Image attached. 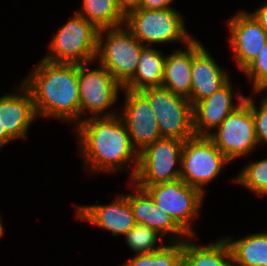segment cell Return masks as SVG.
Masks as SVG:
<instances>
[{"mask_svg":"<svg viewBox=\"0 0 267 266\" xmlns=\"http://www.w3.org/2000/svg\"><path fill=\"white\" fill-rule=\"evenodd\" d=\"M77 140L85 167L92 173L128 170L132 162L133 180L139 163V153L134 148L130 134L121 116L86 117L75 126ZM127 164V165H126Z\"/></svg>","mask_w":267,"mask_h":266,"instance_id":"cell-1","label":"cell"},{"mask_svg":"<svg viewBox=\"0 0 267 266\" xmlns=\"http://www.w3.org/2000/svg\"><path fill=\"white\" fill-rule=\"evenodd\" d=\"M22 83L32 95L38 118L80 123L78 64L42 59Z\"/></svg>","mask_w":267,"mask_h":266,"instance_id":"cell-2","label":"cell"},{"mask_svg":"<svg viewBox=\"0 0 267 266\" xmlns=\"http://www.w3.org/2000/svg\"><path fill=\"white\" fill-rule=\"evenodd\" d=\"M144 47L125 25L102 28L98 32L95 60L123 87L134 76Z\"/></svg>","mask_w":267,"mask_h":266,"instance_id":"cell-3","label":"cell"},{"mask_svg":"<svg viewBox=\"0 0 267 266\" xmlns=\"http://www.w3.org/2000/svg\"><path fill=\"white\" fill-rule=\"evenodd\" d=\"M179 13L174 8L146 10L135 7L125 13L124 25L144 46L177 41L187 45L193 37Z\"/></svg>","mask_w":267,"mask_h":266,"instance_id":"cell-4","label":"cell"},{"mask_svg":"<svg viewBox=\"0 0 267 266\" xmlns=\"http://www.w3.org/2000/svg\"><path fill=\"white\" fill-rule=\"evenodd\" d=\"M74 16L62 25L50 41L44 60L82 64L95 61L99 29L83 16Z\"/></svg>","mask_w":267,"mask_h":266,"instance_id":"cell-5","label":"cell"},{"mask_svg":"<svg viewBox=\"0 0 267 266\" xmlns=\"http://www.w3.org/2000/svg\"><path fill=\"white\" fill-rule=\"evenodd\" d=\"M230 162L208 136L195 135L184 141L180 179L205 194L204 186Z\"/></svg>","mask_w":267,"mask_h":266,"instance_id":"cell-6","label":"cell"},{"mask_svg":"<svg viewBox=\"0 0 267 266\" xmlns=\"http://www.w3.org/2000/svg\"><path fill=\"white\" fill-rule=\"evenodd\" d=\"M141 92L150 102L162 137L186 141L195 136L193 105L189 99L163 86L148 87Z\"/></svg>","mask_w":267,"mask_h":266,"instance_id":"cell-7","label":"cell"},{"mask_svg":"<svg viewBox=\"0 0 267 266\" xmlns=\"http://www.w3.org/2000/svg\"><path fill=\"white\" fill-rule=\"evenodd\" d=\"M184 141L162 137L139 152V163L132 182L150 186L180 179L181 156Z\"/></svg>","mask_w":267,"mask_h":266,"instance_id":"cell-8","label":"cell"},{"mask_svg":"<svg viewBox=\"0 0 267 266\" xmlns=\"http://www.w3.org/2000/svg\"><path fill=\"white\" fill-rule=\"evenodd\" d=\"M139 187L150 194L154 203L170 215L188 237L196 236L191 227L192 219L199 215L205 194L182 179Z\"/></svg>","mask_w":267,"mask_h":266,"instance_id":"cell-9","label":"cell"},{"mask_svg":"<svg viewBox=\"0 0 267 266\" xmlns=\"http://www.w3.org/2000/svg\"><path fill=\"white\" fill-rule=\"evenodd\" d=\"M88 64H78L80 122L82 121L81 115L85 110L89 111L92 117L118 115V112L105 111L117 102L119 89L122 90L123 87L101 64L97 69L92 70Z\"/></svg>","mask_w":267,"mask_h":266,"instance_id":"cell-10","label":"cell"},{"mask_svg":"<svg viewBox=\"0 0 267 266\" xmlns=\"http://www.w3.org/2000/svg\"><path fill=\"white\" fill-rule=\"evenodd\" d=\"M208 137L231 162L252 152L258 143L249 105L244 101Z\"/></svg>","mask_w":267,"mask_h":266,"instance_id":"cell-11","label":"cell"},{"mask_svg":"<svg viewBox=\"0 0 267 266\" xmlns=\"http://www.w3.org/2000/svg\"><path fill=\"white\" fill-rule=\"evenodd\" d=\"M122 90L125 93V103L119 115L127 126L134 148L139 153L162 138V135L148 98L141 91Z\"/></svg>","mask_w":267,"mask_h":266,"instance_id":"cell-12","label":"cell"},{"mask_svg":"<svg viewBox=\"0 0 267 266\" xmlns=\"http://www.w3.org/2000/svg\"><path fill=\"white\" fill-rule=\"evenodd\" d=\"M229 43L234 50L237 67L244 70L267 43V31L247 11H238L227 22Z\"/></svg>","mask_w":267,"mask_h":266,"instance_id":"cell-13","label":"cell"},{"mask_svg":"<svg viewBox=\"0 0 267 266\" xmlns=\"http://www.w3.org/2000/svg\"><path fill=\"white\" fill-rule=\"evenodd\" d=\"M230 79L209 97L193 105V129L197 136H208L221 122L245 101L246 96H238L233 103L234 90Z\"/></svg>","mask_w":267,"mask_h":266,"instance_id":"cell-14","label":"cell"},{"mask_svg":"<svg viewBox=\"0 0 267 266\" xmlns=\"http://www.w3.org/2000/svg\"><path fill=\"white\" fill-rule=\"evenodd\" d=\"M77 218L108 230L112 236H124L136 225L132 207L125 194H119L109 205L78 206Z\"/></svg>","mask_w":267,"mask_h":266,"instance_id":"cell-15","label":"cell"},{"mask_svg":"<svg viewBox=\"0 0 267 266\" xmlns=\"http://www.w3.org/2000/svg\"><path fill=\"white\" fill-rule=\"evenodd\" d=\"M211 57L208 50L197 39L192 40L191 96L192 105L223 86L230 78Z\"/></svg>","mask_w":267,"mask_h":266,"instance_id":"cell-16","label":"cell"},{"mask_svg":"<svg viewBox=\"0 0 267 266\" xmlns=\"http://www.w3.org/2000/svg\"><path fill=\"white\" fill-rule=\"evenodd\" d=\"M21 93H9L0 97V123L14 140L28 139V129L38 116L29 89L22 83Z\"/></svg>","mask_w":267,"mask_h":266,"instance_id":"cell-17","label":"cell"},{"mask_svg":"<svg viewBox=\"0 0 267 266\" xmlns=\"http://www.w3.org/2000/svg\"><path fill=\"white\" fill-rule=\"evenodd\" d=\"M131 186L136 187L135 193L125 195L132 207L136 224L149 226L163 237L167 234L171 238V242L184 241L183 237L188 235L173 221L170 215L154 203L150 194L132 181Z\"/></svg>","mask_w":267,"mask_h":266,"instance_id":"cell-18","label":"cell"},{"mask_svg":"<svg viewBox=\"0 0 267 266\" xmlns=\"http://www.w3.org/2000/svg\"><path fill=\"white\" fill-rule=\"evenodd\" d=\"M192 238L182 241V266H236L225 238L205 246L193 243Z\"/></svg>","mask_w":267,"mask_h":266,"instance_id":"cell-19","label":"cell"},{"mask_svg":"<svg viewBox=\"0 0 267 266\" xmlns=\"http://www.w3.org/2000/svg\"><path fill=\"white\" fill-rule=\"evenodd\" d=\"M186 47V50H176L166 56L162 86L189 99L192 88V40Z\"/></svg>","mask_w":267,"mask_h":266,"instance_id":"cell-20","label":"cell"},{"mask_svg":"<svg viewBox=\"0 0 267 266\" xmlns=\"http://www.w3.org/2000/svg\"><path fill=\"white\" fill-rule=\"evenodd\" d=\"M166 55L155 48L145 46L140 53L134 76L123 89L141 91L148 87L162 86Z\"/></svg>","mask_w":267,"mask_h":266,"instance_id":"cell-21","label":"cell"},{"mask_svg":"<svg viewBox=\"0 0 267 266\" xmlns=\"http://www.w3.org/2000/svg\"><path fill=\"white\" fill-rule=\"evenodd\" d=\"M236 266H267V231L247 235L238 240L225 238Z\"/></svg>","mask_w":267,"mask_h":266,"instance_id":"cell-22","label":"cell"},{"mask_svg":"<svg viewBox=\"0 0 267 266\" xmlns=\"http://www.w3.org/2000/svg\"><path fill=\"white\" fill-rule=\"evenodd\" d=\"M82 11H74L98 29L118 27L125 23V12L119 0H82Z\"/></svg>","mask_w":267,"mask_h":266,"instance_id":"cell-23","label":"cell"},{"mask_svg":"<svg viewBox=\"0 0 267 266\" xmlns=\"http://www.w3.org/2000/svg\"><path fill=\"white\" fill-rule=\"evenodd\" d=\"M122 266H182V242H168L160 250L136 254Z\"/></svg>","mask_w":267,"mask_h":266,"instance_id":"cell-24","label":"cell"},{"mask_svg":"<svg viewBox=\"0 0 267 266\" xmlns=\"http://www.w3.org/2000/svg\"><path fill=\"white\" fill-rule=\"evenodd\" d=\"M232 181L243 185L257 196L267 195V158L247 164Z\"/></svg>","mask_w":267,"mask_h":266,"instance_id":"cell-25","label":"cell"},{"mask_svg":"<svg viewBox=\"0 0 267 266\" xmlns=\"http://www.w3.org/2000/svg\"><path fill=\"white\" fill-rule=\"evenodd\" d=\"M159 233L144 224H136L128 233L124 235L128 247L138 254L152 253L160 250L162 243L157 245Z\"/></svg>","mask_w":267,"mask_h":266,"instance_id":"cell-26","label":"cell"},{"mask_svg":"<svg viewBox=\"0 0 267 266\" xmlns=\"http://www.w3.org/2000/svg\"><path fill=\"white\" fill-rule=\"evenodd\" d=\"M253 83V91L267 81V43L259 55L243 70Z\"/></svg>","mask_w":267,"mask_h":266,"instance_id":"cell-27","label":"cell"},{"mask_svg":"<svg viewBox=\"0 0 267 266\" xmlns=\"http://www.w3.org/2000/svg\"><path fill=\"white\" fill-rule=\"evenodd\" d=\"M245 102L249 105L254 118L257 143L259 145L267 144V104L261 100L259 107H257L255 101L249 96L245 98Z\"/></svg>","mask_w":267,"mask_h":266,"instance_id":"cell-28","label":"cell"},{"mask_svg":"<svg viewBox=\"0 0 267 266\" xmlns=\"http://www.w3.org/2000/svg\"><path fill=\"white\" fill-rule=\"evenodd\" d=\"M174 0H143L139 8L146 10H160L172 8L171 2Z\"/></svg>","mask_w":267,"mask_h":266,"instance_id":"cell-29","label":"cell"},{"mask_svg":"<svg viewBox=\"0 0 267 266\" xmlns=\"http://www.w3.org/2000/svg\"><path fill=\"white\" fill-rule=\"evenodd\" d=\"M260 8H257L255 11L250 14L255 18V20L261 24L267 31V3L264 2Z\"/></svg>","mask_w":267,"mask_h":266,"instance_id":"cell-30","label":"cell"},{"mask_svg":"<svg viewBox=\"0 0 267 266\" xmlns=\"http://www.w3.org/2000/svg\"><path fill=\"white\" fill-rule=\"evenodd\" d=\"M143 0H119L120 6L126 13L130 9L139 7Z\"/></svg>","mask_w":267,"mask_h":266,"instance_id":"cell-31","label":"cell"},{"mask_svg":"<svg viewBox=\"0 0 267 266\" xmlns=\"http://www.w3.org/2000/svg\"><path fill=\"white\" fill-rule=\"evenodd\" d=\"M12 140L14 139L5 130H2L0 123V149Z\"/></svg>","mask_w":267,"mask_h":266,"instance_id":"cell-32","label":"cell"},{"mask_svg":"<svg viewBox=\"0 0 267 266\" xmlns=\"http://www.w3.org/2000/svg\"><path fill=\"white\" fill-rule=\"evenodd\" d=\"M266 90H267V81L263 83L260 87H258L254 93H261L262 91L265 92ZM262 101L267 104V93H266V96L262 98Z\"/></svg>","mask_w":267,"mask_h":266,"instance_id":"cell-33","label":"cell"},{"mask_svg":"<svg viewBox=\"0 0 267 266\" xmlns=\"http://www.w3.org/2000/svg\"><path fill=\"white\" fill-rule=\"evenodd\" d=\"M4 228H3V225H2V222H1V217H0V238L3 236L4 234Z\"/></svg>","mask_w":267,"mask_h":266,"instance_id":"cell-34","label":"cell"}]
</instances>
